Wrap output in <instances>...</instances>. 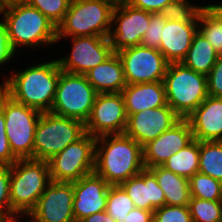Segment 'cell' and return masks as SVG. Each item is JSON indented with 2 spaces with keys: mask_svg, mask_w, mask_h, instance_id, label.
Segmentation results:
<instances>
[{
  "mask_svg": "<svg viewBox=\"0 0 222 222\" xmlns=\"http://www.w3.org/2000/svg\"><path fill=\"white\" fill-rule=\"evenodd\" d=\"M144 168L143 147L125 133L96 137L94 172L109 185H120Z\"/></svg>",
  "mask_w": 222,
  "mask_h": 222,
  "instance_id": "obj_1",
  "label": "cell"
},
{
  "mask_svg": "<svg viewBox=\"0 0 222 222\" xmlns=\"http://www.w3.org/2000/svg\"><path fill=\"white\" fill-rule=\"evenodd\" d=\"M61 71L58 59L34 65L7 79L4 92L27 107L50 112Z\"/></svg>",
  "mask_w": 222,
  "mask_h": 222,
  "instance_id": "obj_2",
  "label": "cell"
},
{
  "mask_svg": "<svg viewBox=\"0 0 222 222\" xmlns=\"http://www.w3.org/2000/svg\"><path fill=\"white\" fill-rule=\"evenodd\" d=\"M4 24L15 52L18 45L38 46L57 42V26L25 1L4 5Z\"/></svg>",
  "mask_w": 222,
  "mask_h": 222,
  "instance_id": "obj_3",
  "label": "cell"
},
{
  "mask_svg": "<svg viewBox=\"0 0 222 222\" xmlns=\"http://www.w3.org/2000/svg\"><path fill=\"white\" fill-rule=\"evenodd\" d=\"M11 217L28 215L50 184L48 161L18 159L10 166ZM47 182V183H46Z\"/></svg>",
  "mask_w": 222,
  "mask_h": 222,
  "instance_id": "obj_4",
  "label": "cell"
},
{
  "mask_svg": "<svg viewBox=\"0 0 222 222\" xmlns=\"http://www.w3.org/2000/svg\"><path fill=\"white\" fill-rule=\"evenodd\" d=\"M116 4L113 0H72L63 21L57 26V41L69 36L108 37Z\"/></svg>",
  "mask_w": 222,
  "mask_h": 222,
  "instance_id": "obj_5",
  "label": "cell"
},
{
  "mask_svg": "<svg viewBox=\"0 0 222 222\" xmlns=\"http://www.w3.org/2000/svg\"><path fill=\"white\" fill-rule=\"evenodd\" d=\"M167 104L186 119L209 95L207 76L180 63H169L163 79Z\"/></svg>",
  "mask_w": 222,
  "mask_h": 222,
  "instance_id": "obj_6",
  "label": "cell"
},
{
  "mask_svg": "<svg viewBox=\"0 0 222 222\" xmlns=\"http://www.w3.org/2000/svg\"><path fill=\"white\" fill-rule=\"evenodd\" d=\"M85 134V123L43 112L35 129L33 160L49 161Z\"/></svg>",
  "mask_w": 222,
  "mask_h": 222,
  "instance_id": "obj_7",
  "label": "cell"
},
{
  "mask_svg": "<svg viewBox=\"0 0 222 222\" xmlns=\"http://www.w3.org/2000/svg\"><path fill=\"white\" fill-rule=\"evenodd\" d=\"M6 136L17 159H33L34 135L41 112L14 101L5 92L0 96Z\"/></svg>",
  "mask_w": 222,
  "mask_h": 222,
  "instance_id": "obj_8",
  "label": "cell"
},
{
  "mask_svg": "<svg viewBox=\"0 0 222 222\" xmlns=\"http://www.w3.org/2000/svg\"><path fill=\"white\" fill-rule=\"evenodd\" d=\"M97 95L85 75L61 71L50 112L86 123Z\"/></svg>",
  "mask_w": 222,
  "mask_h": 222,
  "instance_id": "obj_9",
  "label": "cell"
},
{
  "mask_svg": "<svg viewBox=\"0 0 222 222\" xmlns=\"http://www.w3.org/2000/svg\"><path fill=\"white\" fill-rule=\"evenodd\" d=\"M96 137L86 133L49 161L50 177L56 182H75L94 172Z\"/></svg>",
  "mask_w": 222,
  "mask_h": 222,
  "instance_id": "obj_10",
  "label": "cell"
},
{
  "mask_svg": "<svg viewBox=\"0 0 222 222\" xmlns=\"http://www.w3.org/2000/svg\"><path fill=\"white\" fill-rule=\"evenodd\" d=\"M198 7L185 6L169 14L162 29L159 51L169 63H180L186 56L194 34L198 31Z\"/></svg>",
  "mask_w": 222,
  "mask_h": 222,
  "instance_id": "obj_11",
  "label": "cell"
},
{
  "mask_svg": "<svg viewBox=\"0 0 222 222\" xmlns=\"http://www.w3.org/2000/svg\"><path fill=\"white\" fill-rule=\"evenodd\" d=\"M123 64L126 84L163 81L169 62L157 50L142 45L117 52Z\"/></svg>",
  "mask_w": 222,
  "mask_h": 222,
  "instance_id": "obj_12",
  "label": "cell"
},
{
  "mask_svg": "<svg viewBox=\"0 0 222 222\" xmlns=\"http://www.w3.org/2000/svg\"><path fill=\"white\" fill-rule=\"evenodd\" d=\"M152 13L141 10L127 3L118 2L113 10L112 21L115 30L110 31L108 39L112 50L118 52L122 49L141 45V39L148 28Z\"/></svg>",
  "mask_w": 222,
  "mask_h": 222,
  "instance_id": "obj_13",
  "label": "cell"
},
{
  "mask_svg": "<svg viewBox=\"0 0 222 222\" xmlns=\"http://www.w3.org/2000/svg\"><path fill=\"white\" fill-rule=\"evenodd\" d=\"M126 126L127 114L122 93H98L85 123L86 133L94 137L122 134Z\"/></svg>",
  "mask_w": 222,
  "mask_h": 222,
  "instance_id": "obj_14",
  "label": "cell"
},
{
  "mask_svg": "<svg viewBox=\"0 0 222 222\" xmlns=\"http://www.w3.org/2000/svg\"><path fill=\"white\" fill-rule=\"evenodd\" d=\"M73 197V182L51 181L28 216L34 222H76Z\"/></svg>",
  "mask_w": 222,
  "mask_h": 222,
  "instance_id": "obj_15",
  "label": "cell"
},
{
  "mask_svg": "<svg viewBox=\"0 0 222 222\" xmlns=\"http://www.w3.org/2000/svg\"><path fill=\"white\" fill-rule=\"evenodd\" d=\"M72 41L71 55L58 60L60 69L67 73L85 75L114 53L108 37H72Z\"/></svg>",
  "mask_w": 222,
  "mask_h": 222,
  "instance_id": "obj_16",
  "label": "cell"
},
{
  "mask_svg": "<svg viewBox=\"0 0 222 222\" xmlns=\"http://www.w3.org/2000/svg\"><path fill=\"white\" fill-rule=\"evenodd\" d=\"M180 119L168 104L154 109H146L127 117L124 133L144 147L169 130Z\"/></svg>",
  "mask_w": 222,
  "mask_h": 222,
  "instance_id": "obj_17",
  "label": "cell"
},
{
  "mask_svg": "<svg viewBox=\"0 0 222 222\" xmlns=\"http://www.w3.org/2000/svg\"><path fill=\"white\" fill-rule=\"evenodd\" d=\"M194 140L187 119H180L169 130H166L143 147L145 168L161 166L170 156L185 148Z\"/></svg>",
  "mask_w": 222,
  "mask_h": 222,
  "instance_id": "obj_18",
  "label": "cell"
},
{
  "mask_svg": "<svg viewBox=\"0 0 222 222\" xmlns=\"http://www.w3.org/2000/svg\"><path fill=\"white\" fill-rule=\"evenodd\" d=\"M110 185L92 172L73 182V213L76 222L105 211Z\"/></svg>",
  "mask_w": 222,
  "mask_h": 222,
  "instance_id": "obj_19",
  "label": "cell"
},
{
  "mask_svg": "<svg viewBox=\"0 0 222 222\" xmlns=\"http://www.w3.org/2000/svg\"><path fill=\"white\" fill-rule=\"evenodd\" d=\"M198 141H222V97L208 96L187 118Z\"/></svg>",
  "mask_w": 222,
  "mask_h": 222,
  "instance_id": "obj_20",
  "label": "cell"
},
{
  "mask_svg": "<svg viewBox=\"0 0 222 222\" xmlns=\"http://www.w3.org/2000/svg\"><path fill=\"white\" fill-rule=\"evenodd\" d=\"M120 186L136 208L154 212L165 205V195L159 187L155 175L147 168L122 182Z\"/></svg>",
  "mask_w": 222,
  "mask_h": 222,
  "instance_id": "obj_21",
  "label": "cell"
},
{
  "mask_svg": "<svg viewBox=\"0 0 222 222\" xmlns=\"http://www.w3.org/2000/svg\"><path fill=\"white\" fill-rule=\"evenodd\" d=\"M127 117L146 109L167 105L163 81L127 84L122 90Z\"/></svg>",
  "mask_w": 222,
  "mask_h": 222,
  "instance_id": "obj_22",
  "label": "cell"
},
{
  "mask_svg": "<svg viewBox=\"0 0 222 222\" xmlns=\"http://www.w3.org/2000/svg\"><path fill=\"white\" fill-rule=\"evenodd\" d=\"M85 76L98 93H120L127 85L123 64L117 52L89 70Z\"/></svg>",
  "mask_w": 222,
  "mask_h": 222,
  "instance_id": "obj_23",
  "label": "cell"
},
{
  "mask_svg": "<svg viewBox=\"0 0 222 222\" xmlns=\"http://www.w3.org/2000/svg\"><path fill=\"white\" fill-rule=\"evenodd\" d=\"M156 177L159 187L165 195V205L187 206L190 202L189 180L162 166L148 168Z\"/></svg>",
  "mask_w": 222,
  "mask_h": 222,
  "instance_id": "obj_24",
  "label": "cell"
},
{
  "mask_svg": "<svg viewBox=\"0 0 222 222\" xmlns=\"http://www.w3.org/2000/svg\"><path fill=\"white\" fill-rule=\"evenodd\" d=\"M219 56L220 54L212 47L211 43L197 31L181 63L195 72L207 76Z\"/></svg>",
  "mask_w": 222,
  "mask_h": 222,
  "instance_id": "obj_25",
  "label": "cell"
},
{
  "mask_svg": "<svg viewBox=\"0 0 222 222\" xmlns=\"http://www.w3.org/2000/svg\"><path fill=\"white\" fill-rule=\"evenodd\" d=\"M161 166L189 180L199 171V141L194 139L185 148L170 156Z\"/></svg>",
  "mask_w": 222,
  "mask_h": 222,
  "instance_id": "obj_26",
  "label": "cell"
},
{
  "mask_svg": "<svg viewBox=\"0 0 222 222\" xmlns=\"http://www.w3.org/2000/svg\"><path fill=\"white\" fill-rule=\"evenodd\" d=\"M222 182V141H199V171Z\"/></svg>",
  "mask_w": 222,
  "mask_h": 222,
  "instance_id": "obj_27",
  "label": "cell"
},
{
  "mask_svg": "<svg viewBox=\"0 0 222 222\" xmlns=\"http://www.w3.org/2000/svg\"><path fill=\"white\" fill-rule=\"evenodd\" d=\"M191 198L222 201V182L200 172L189 179Z\"/></svg>",
  "mask_w": 222,
  "mask_h": 222,
  "instance_id": "obj_28",
  "label": "cell"
},
{
  "mask_svg": "<svg viewBox=\"0 0 222 222\" xmlns=\"http://www.w3.org/2000/svg\"><path fill=\"white\" fill-rule=\"evenodd\" d=\"M134 208L133 201L120 185H110L105 209L109 216L116 222H123Z\"/></svg>",
  "mask_w": 222,
  "mask_h": 222,
  "instance_id": "obj_29",
  "label": "cell"
},
{
  "mask_svg": "<svg viewBox=\"0 0 222 222\" xmlns=\"http://www.w3.org/2000/svg\"><path fill=\"white\" fill-rule=\"evenodd\" d=\"M188 208L192 222H222V201L190 198Z\"/></svg>",
  "mask_w": 222,
  "mask_h": 222,
  "instance_id": "obj_30",
  "label": "cell"
},
{
  "mask_svg": "<svg viewBox=\"0 0 222 222\" xmlns=\"http://www.w3.org/2000/svg\"><path fill=\"white\" fill-rule=\"evenodd\" d=\"M198 31L211 43L212 47L222 55V26L219 25L203 8L198 6Z\"/></svg>",
  "mask_w": 222,
  "mask_h": 222,
  "instance_id": "obj_31",
  "label": "cell"
},
{
  "mask_svg": "<svg viewBox=\"0 0 222 222\" xmlns=\"http://www.w3.org/2000/svg\"><path fill=\"white\" fill-rule=\"evenodd\" d=\"M38 9L43 15L58 26L64 19L72 0H24Z\"/></svg>",
  "mask_w": 222,
  "mask_h": 222,
  "instance_id": "obj_32",
  "label": "cell"
},
{
  "mask_svg": "<svg viewBox=\"0 0 222 222\" xmlns=\"http://www.w3.org/2000/svg\"><path fill=\"white\" fill-rule=\"evenodd\" d=\"M132 6L151 13H176L188 5L186 0H125Z\"/></svg>",
  "mask_w": 222,
  "mask_h": 222,
  "instance_id": "obj_33",
  "label": "cell"
},
{
  "mask_svg": "<svg viewBox=\"0 0 222 222\" xmlns=\"http://www.w3.org/2000/svg\"><path fill=\"white\" fill-rule=\"evenodd\" d=\"M168 15V13H152L150 15L148 28L141 39L142 46L159 50L162 29H164L165 20Z\"/></svg>",
  "mask_w": 222,
  "mask_h": 222,
  "instance_id": "obj_34",
  "label": "cell"
},
{
  "mask_svg": "<svg viewBox=\"0 0 222 222\" xmlns=\"http://www.w3.org/2000/svg\"><path fill=\"white\" fill-rule=\"evenodd\" d=\"M153 222H192L187 206L164 205L153 212Z\"/></svg>",
  "mask_w": 222,
  "mask_h": 222,
  "instance_id": "obj_35",
  "label": "cell"
},
{
  "mask_svg": "<svg viewBox=\"0 0 222 222\" xmlns=\"http://www.w3.org/2000/svg\"><path fill=\"white\" fill-rule=\"evenodd\" d=\"M10 166L0 165V215L11 217Z\"/></svg>",
  "mask_w": 222,
  "mask_h": 222,
  "instance_id": "obj_36",
  "label": "cell"
},
{
  "mask_svg": "<svg viewBox=\"0 0 222 222\" xmlns=\"http://www.w3.org/2000/svg\"><path fill=\"white\" fill-rule=\"evenodd\" d=\"M18 159L11 152L9 140L6 136L5 117L0 108V165L11 166Z\"/></svg>",
  "mask_w": 222,
  "mask_h": 222,
  "instance_id": "obj_37",
  "label": "cell"
},
{
  "mask_svg": "<svg viewBox=\"0 0 222 222\" xmlns=\"http://www.w3.org/2000/svg\"><path fill=\"white\" fill-rule=\"evenodd\" d=\"M207 86L209 96L222 97V55L207 75Z\"/></svg>",
  "mask_w": 222,
  "mask_h": 222,
  "instance_id": "obj_38",
  "label": "cell"
},
{
  "mask_svg": "<svg viewBox=\"0 0 222 222\" xmlns=\"http://www.w3.org/2000/svg\"><path fill=\"white\" fill-rule=\"evenodd\" d=\"M15 54L12 50L4 22H0V65L5 64Z\"/></svg>",
  "mask_w": 222,
  "mask_h": 222,
  "instance_id": "obj_39",
  "label": "cell"
},
{
  "mask_svg": "<svg viewBox=\"0 0 222 222\" xmlns=\"http://www.w3.org/2000/svg\"><path fill=\"white\" fill-rule=\"evenodd\" d=\"M123 222H153V211L134 208Z\"/></svg>",
  "mask_w": 222,
  "mask_h": 222,
  "instance_id": "obj_40",
  "label": "cell"
},
{
  "mask_svg": "<svg viewBox=\"0 0 222 222\" xmlns=\"http://www.w3.org/2000/svg\"><path fill=\"white\" fill-rule=\"evenodd\" d=\"M202 8L219 24L222 26V5H207Z\"/></svg>",
  "mask_w": 222,
  "mask_h": 222,
  "instance_id": "obj_41",
  "label": "cell"
},
{
  "mask_svg": "<svg viewBox=\"0 0 222 222\" xmlns=\"http://www.w3.org/2000/svg\"><path fill=\"white\" fill-rule=\"evenodd\" d=\"M80 222H116L106 211L95 213L82 219Z\"/></svg>",
  "mask_w": 222,
  "mask_h": 222,
  "instance_id": "obj_42",
  "label": "cell"
},
{
  "mask_svg": "<svg viewBox=\"0 0 222 222\" xmlns=\"http://www.w3.org/2000/svg\"><path fill=\"white\" fill-rule=\"evenodd\" d=\"M14 217H17V216L3 218V220L1 222H18V220L14 219ZM30 222H33V221H30Z\"/></svg>",
  "mask_w": 222,
  "mask_h": 222,
  "instance_id": "obj_43",
  "label": "cell"
},
{
  "mask_svg": "<svg viewBox=\"0 0 222 222\" xmlns=\"http://www.w3.org/2000/svg\"><path fill=\"white\" fill-rule=\"evenodd\" d=\"M4 5L24 0H0Z\"/></svg>",
  "mask_w": 222,
  "mask_h": 222,
  "instance_id": "obj_44",
  "label": "cell"
},
{
  "mask_svg": "<svg viewBox=\"0 0 222 222\" xmlns=\"http://www.w3.org/2000/svg\"><path fill=\"white\" fill-rule=\"evenodd\" d=\"M4 93V83H3V86L0 85V96Z\"/></svg>",
  "mask_w": 222,
  "mask_h": 222,
  "instance_id": "obj_45",
  "label": "cell"
},
{
  "mask_svg": "<svg viewBox=\"0 0 222 222\" xmlns=\"http://www.w3.org/2000/svg\"><path fill=\"white\" fill-rule=\"evenodd\" d=\"M4 4L0 1V13H3Z\"/></svg>",
  "mask_w": 222,
  "mask_h": 222,
  "instance_id": "obj_46",
  "label": "cell"
},
{
  "mask_svg": "<svg viewBox=\"0 0 222 222\" xmlns=\"http://www.w3.org/2000/svg\"><path fill=\"white\" fill-rule=\"evenodd\" d=\"M113 1H115L116 3H118V2H121V1H123V0H113Z\"/></svg>",
  "mask_w": 222,
  "mask_h": 222,
  "instance_id": "obj_47",
  "label": "cell"
},
{
  "mask_svg": "<svg viewBox=\"0 0 222 222\" xmlns=\"http://www.w3.org/2000/svg\"><path fill=\"white\" fill-rule=\"evenodd\" d=\"M3 218H4V217H2V216L0 215V222L3 220Z\"/></svg>",
  "mask_w": 222,
  "mask_h": 222,
  "instance_id": "obj_48",
  "label": "cell"
}]
</instances>
